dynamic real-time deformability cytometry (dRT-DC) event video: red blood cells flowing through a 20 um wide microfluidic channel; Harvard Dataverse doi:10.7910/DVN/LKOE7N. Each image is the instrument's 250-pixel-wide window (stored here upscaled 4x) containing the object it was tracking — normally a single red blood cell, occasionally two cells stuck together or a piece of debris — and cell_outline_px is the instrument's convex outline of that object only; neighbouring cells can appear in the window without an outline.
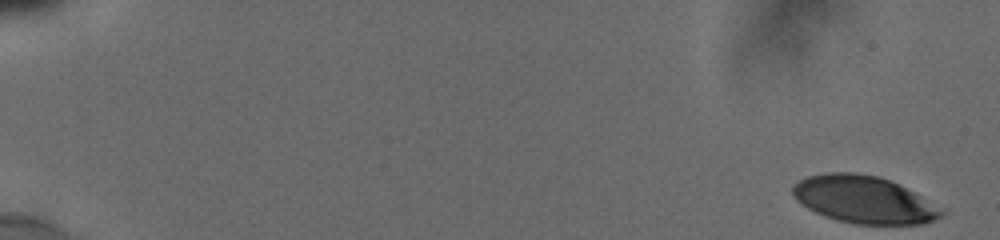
{"species": "human", "species_latin": "Homo sapiens", "temperature_condition": "cold", "stored_images_in_passage": 55, "camera_frame_rate_fps": 3000, "um_per_image_px": 0.085, "donor": {"sex": "male"}, "frame": {"image": 1, "passage_image": 1, "time_ms": 0.0, "image_size_px": [1000, 240], "cell_outline_px": [[944, 212], [940, 216], [924, 224], [856, 224], [836, 220], [824, 216], [808, 208], [796, 200], [792, 192], [792, 184], [808, 176], [828, 172], [856, 172], [880, 176], [912, 192]], "centroid_in_image_um": [73.33, 16.96], "position_along_channel_um": 11.7, "area_um2": 40.34}}
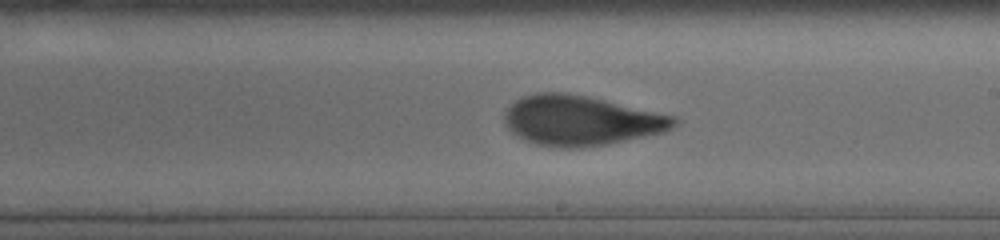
{"frame": {"image": 2, "passage_image": 34, "time_ms": 11.0, "image_size_px": [1000, 240], "cell_outline_px": [[680, 124], [664, 132], [608, 144], [584, 148], [564, 148], [536, 144], [512, 132], [504, 124], [504, 116], [508, 108], [516, 100], [524, 96], [540, 92], [560, 92], [584, 96], [676, 116], [680, 120]], "centroid_in_image_um": [49.42, 10.26], "position_along_channel_um": 239.6, "area_um2": 48.96}}
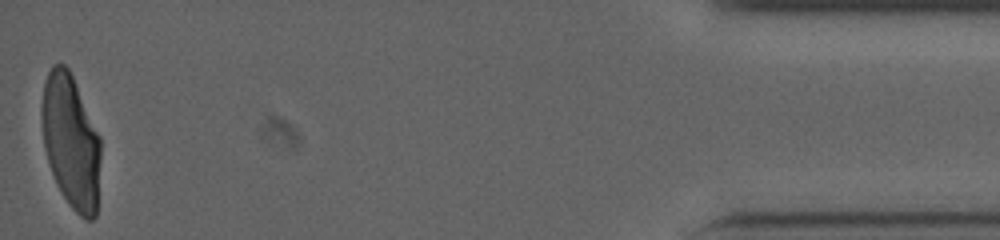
{"frame": {"image": 3, "passage_image": 55, "time_ms": 18.0, "image_size_px": [1000, 240], "cell_outline_px": [[100, 160], [96, 216], [92, 220], [88, 220], [80, 216], [68, 204], [56, 184], [44, 148], [40, 116], [40, 108], [44, 84], [48, 72], [52, 64], [64, 64], [68, 68], [72, 76], [100, 136]], "centroid_in_image_um": [6.01, 12.02], "position_along_channel_um": 429.2, "area_um2": 45.95}, "authors_computed_cell_mechanics": {"area_um2": 46.6446, "velocity_mm_per_s": 3.8133, "shape_relaxation_time_tau1_ms": 5.1061, "shape_relaxation_time_tau2_ms": 1.1325, "deformation_change_tau1": 0.2101, "deformation_change_tau2": 0.0819}}